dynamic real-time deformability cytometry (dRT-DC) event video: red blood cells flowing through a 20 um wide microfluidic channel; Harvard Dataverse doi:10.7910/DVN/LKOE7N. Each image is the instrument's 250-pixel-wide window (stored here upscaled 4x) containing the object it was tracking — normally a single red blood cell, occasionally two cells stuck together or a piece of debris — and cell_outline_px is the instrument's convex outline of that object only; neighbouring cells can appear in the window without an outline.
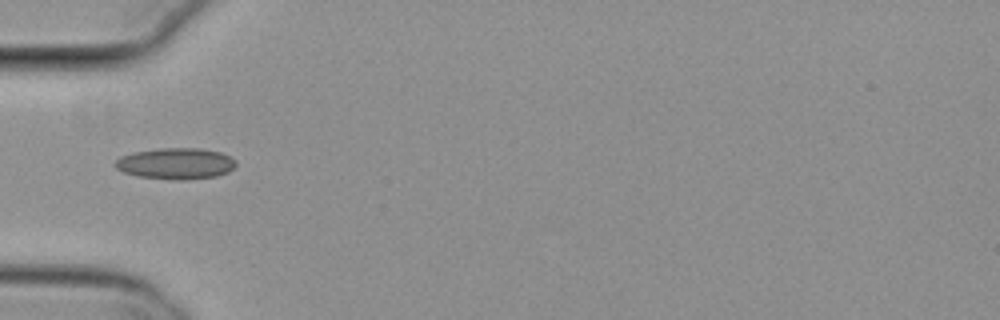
{"species": "common noctule bat (a hibernating species)", "species_latin": "Nyctalus noctula", "temperature_condition": "cold", "stored_images_in_passage": 2, "camera_frame_rate_fps": 3000, "um_per_image_px": 0.085, "animal": {"sex": "female", "body_mass_g": 29.2, "forearm_length_mm": 56.3}, "frame": {"image": 1, "passage_image": 1, "time_ms": 0.0, "image_size_px": [1000, 320], "cell_outline_px": [[236, 164], [228, 172], [216, 176], [184, 180], [180, 180], [140, 176], [124, 172], [116, 168], [112, 164], [120, 156], [132, 152], [160, 148], [200, 148], [220, 152], [236, 160]], "centroid_in_image_um": [14.92, 13.89], "position_along_channel_um": 70.1, "area_um2": 21.91}}
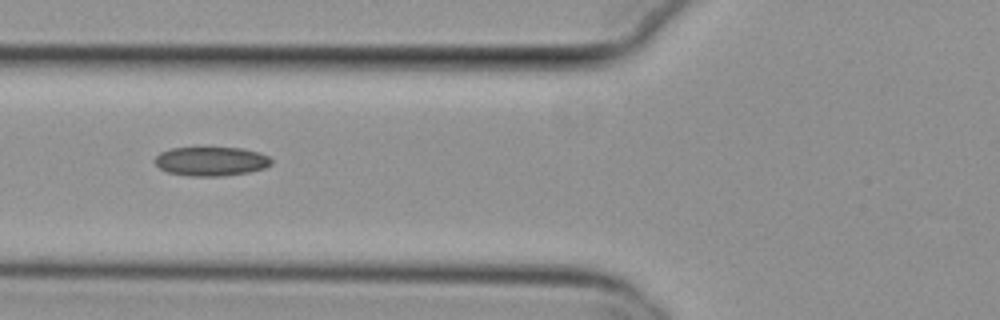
{"frame": {"image": 2, "passage_image": 2, "time_ms": 0.333, "image_size_px": [1000, 320], "cell_outline_px": [[272, 164], [264, 168], [248, 172], [224, 176], [188, 176], [168, 172], [160, 168], [156, 164], [156, 156], [160, 152], [172, 148], [244, 148], [260, 152], [268, 156], [272, 160]], "centroid_in_image_um": [17.98, 13.71], "position_along_channel_um": 107.8, "area_um2": 19.71}}